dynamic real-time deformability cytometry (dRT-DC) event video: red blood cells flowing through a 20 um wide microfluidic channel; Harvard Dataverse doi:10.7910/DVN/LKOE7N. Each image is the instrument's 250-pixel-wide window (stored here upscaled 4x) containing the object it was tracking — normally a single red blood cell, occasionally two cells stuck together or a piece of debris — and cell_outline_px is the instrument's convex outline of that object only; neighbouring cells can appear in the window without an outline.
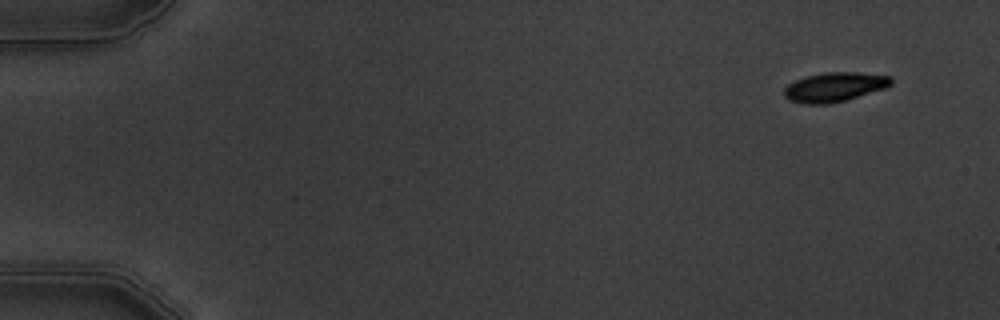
{"species": "common noctule bat (a hibernating species)", "species_latin": "Nyctalus noctula", "temperature_condition": "warm", "stored_images_in_passage": 7, "camera_frame_rate_fps": 3000, "um_per_image_px": 0.085, "animal": {"sex": "male", "body_mass_g": 19.5, "forearm_length_mm": 54.6}, "frame": {"image": 1, "passage_image": 1, "time_ms": 0.0, "image_size_px": [1000, 320], "cell_outline_px": [[892, 84], [884, 88], [844, 100], [828, 104], [804, 104], [788, 100], [784, 96], [784, 88], [788, 84], [804, 76], [824, 72], [856, 72], [892, 76]], "centroid_in_image_um": [70.89, 7.39], "position_along_channel_um": 14.1, "area_um2": 18.26}}
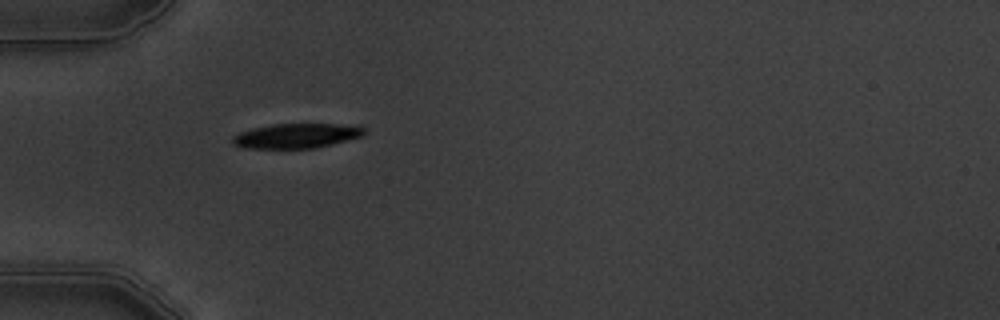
{"frame": {"image": 2, "passage_image": 5, "time_ms": 4.667, "image_size_px": [1000, 320], "cell_outline_px": [[368, 132], [364, 136], [316, 148], [244, 148], [232, 144], [232, 136], [240, 132], [252, 128], [272, 124], [360, 124]], "centroid_in_image_um": [25.27, 11.53], "position_along_channel_um": 59.7, "area_um2": 19.31}}